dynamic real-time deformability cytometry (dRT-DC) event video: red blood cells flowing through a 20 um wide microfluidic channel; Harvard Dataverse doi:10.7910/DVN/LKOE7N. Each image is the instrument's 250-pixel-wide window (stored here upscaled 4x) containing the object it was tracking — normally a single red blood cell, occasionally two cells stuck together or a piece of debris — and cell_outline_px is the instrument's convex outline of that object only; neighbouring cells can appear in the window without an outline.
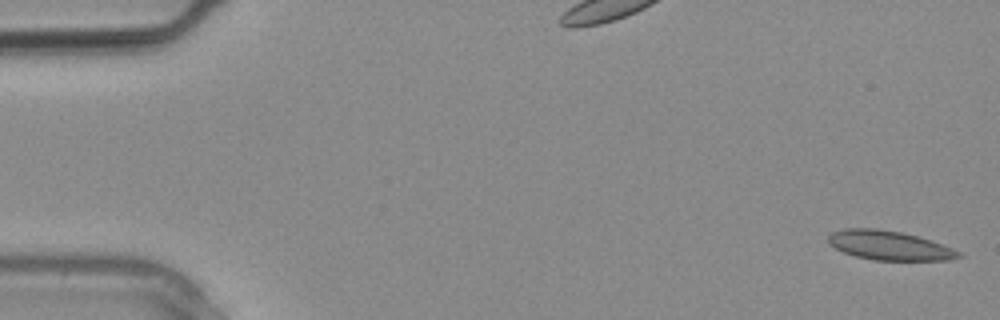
{"species": "common noctule bat (a hibernating species)", "species_latin": "Nyctalus noctula", "temperature_condition": "warm", "stored_images_in_passage": 15, "camera_frame_rate_fps": 3000, "um_per_image_px": 0.085, "animal": {"sex": "male", "body_mass_g": 20.4}, "frame": {"image": 1, "passage_image": 1, "time_ms": 0.0, "image_size_px": [1000, 320], "cell_outline_px": [[964, 256], [948, 260], [876, 260], [856, 256], [844, 252], [836, 248], [828, 240], [828, 236], [832, 232], [844, 228], [876, 228], [900, 232], [932, 240], [952, 248], [960, 252]], "centroid_in_image_um": [75.61, 20.86], "position_along_channel_um": 9.4, "area_um2": 22.02}}
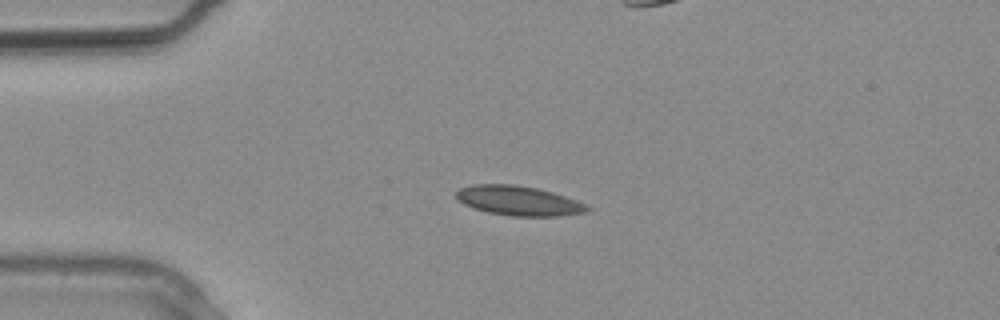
{"frame": {"image": 2, "passage_image": 7, "time_ms": 2.0, "image_size_px": [1000, 320], "cell_outline_px": [[592, 208], [588, 212], [556, 216], [512, 216], [488, 212], [464, 204], [456, 196], [456, 192], [460, 188], [472, 184], [516, 184], [536, 188], [552, 192], [588, 204]], "centroid_in_image_um": [44.12, 17.06], "position_along_channel_um": 40.9, "area_um2": 22.54}}